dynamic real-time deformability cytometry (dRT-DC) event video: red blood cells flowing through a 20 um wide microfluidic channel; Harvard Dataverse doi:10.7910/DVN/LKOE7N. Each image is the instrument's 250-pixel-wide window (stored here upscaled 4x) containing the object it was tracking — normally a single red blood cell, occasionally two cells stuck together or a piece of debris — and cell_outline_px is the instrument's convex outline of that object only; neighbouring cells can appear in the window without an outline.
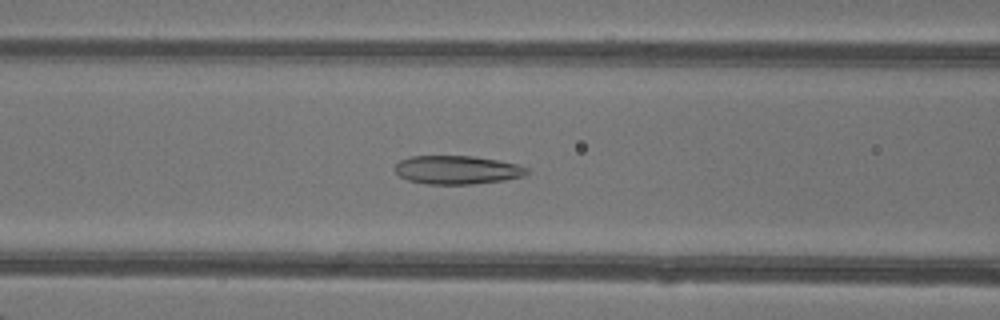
{"species": "common noctule bat (a hibernating species)", "species_latin": "Nyctalus noctula", "temperature_condition": "warm", "stored_images_in_passage": 38, "camera_frame_rate_fps": 3000, "um_per_image_px": 0.085, "animal": {"sex": "female"}, "frame": {"image": 1, "passage_image": 14, "time_ms": 4.333, "image_size_px": [1000, 320], "cell_outline_px": [[528, 172], [524, 176], [504, 180], [472, 184], [428, 184], [408, 180], [400, 176], [392, 168], [400, 160], [412, 156], [472, 156], [496, 160], [516, 164], [528, 168]], "centroid_in_image_um": [38.83, 14.44], "position_along_channel_um": 127.8, "area_um2": 21.85}}
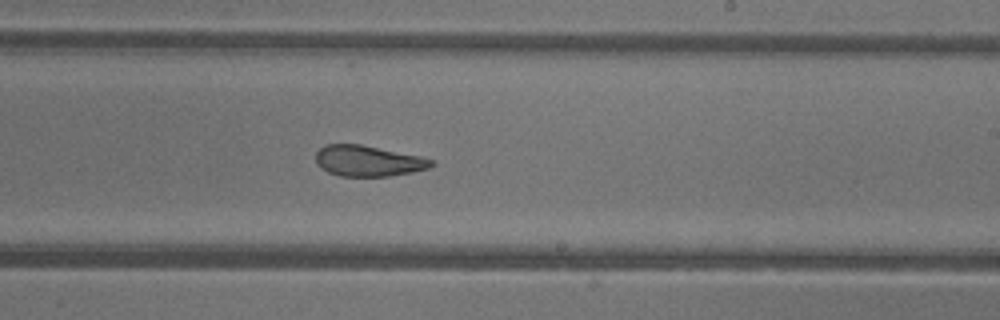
{"frame": {"image": 2, "passage_image": 23, "time_ms": 7.333, "image_size_px": [1000, 320], "cell_outline_px": [[436, 164], [428, 168], [412, 172], [388, 176], [340, 176], [328, 172], [320, 168], [316, 164], [316, 152], [324, 144], [360, 144], [420, 156], [432, 160]], "centroid_in_image_um": [31.26, 13.67], "position_along_channel_um": 257.7, "area_um2": 20.75}}
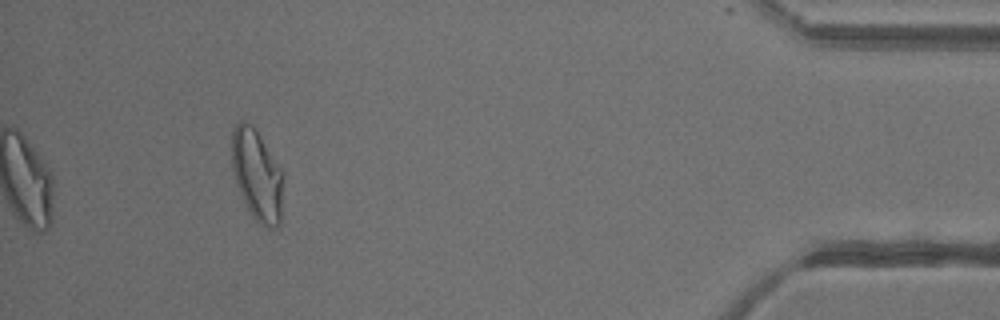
{"frame": {"image": 3, "passage_image": 38, "time_ms": 12.333, "image_size_px": [1000, 320], "cell_outline_px": [[284, 172], [280, 224], [276, 228], [268, 228], [260, 224], [252, 216], [236, 184], [232, 168], [232, 132], [236, 124], [240, 120], [244, 120], [252, 124], [256, 128]], "centroid_in_image_um": [21.87, 14.85], "position_along_channel_um": 413.3, "area_um2": 27.69}, "authors_computed_cell_mechanics": {"area_um2": 22.7443, "velocity_mm_per_s": 4.3491, "shape_relaxation_time_tau1_ms": 7.6329, "shape_relaxation_time_tau2_ms": 1.7187, "deformation_change_tau1": 0.2048, "deformation_change_tau2": 0.092}}